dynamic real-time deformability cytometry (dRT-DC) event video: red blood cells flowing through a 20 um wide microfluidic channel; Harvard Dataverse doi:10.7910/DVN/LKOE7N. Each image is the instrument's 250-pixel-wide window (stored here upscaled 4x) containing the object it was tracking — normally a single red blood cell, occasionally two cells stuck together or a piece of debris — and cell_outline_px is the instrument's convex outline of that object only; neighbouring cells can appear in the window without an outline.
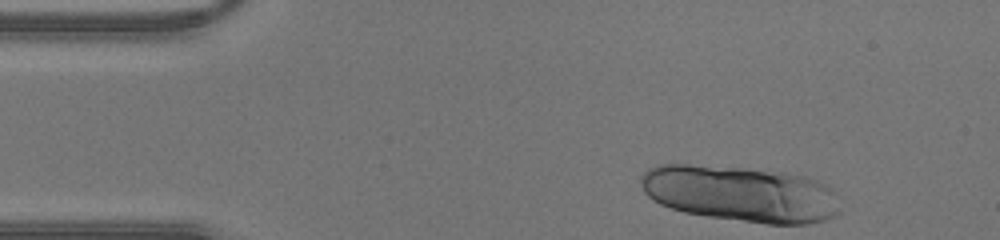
{"species": "human", "species_latin": "Homo sapiens", "temperature_condition": "warm", "stored_images_in_passage": 30, "segment_of_instrument_passage": [1, 2], "camera_frame_rate_fps": 3000, "um_per_image_px": 0.085, "donor": {"sex": "male"}, "frame": {"image": 1, "passage_image": 1, "time_ms": 0.0, "image_size_px": [1000, 240], "cell_outline_px": [[840, 212], [836, 216], [824, 220], [808, 224], [768, 224], [708, 216], [684, 212], [660, 204], [652, 200], [644, 192], [640, 184], [640, 176], [648, 168], [660, 164], [688, 164], [744, 168], [784, 172], [808, 176], [832, 188]], "centroid_in_image_um": [62.94, 16.46], "position_along_channel_um": 22.1, "area_um2": 65.37}}